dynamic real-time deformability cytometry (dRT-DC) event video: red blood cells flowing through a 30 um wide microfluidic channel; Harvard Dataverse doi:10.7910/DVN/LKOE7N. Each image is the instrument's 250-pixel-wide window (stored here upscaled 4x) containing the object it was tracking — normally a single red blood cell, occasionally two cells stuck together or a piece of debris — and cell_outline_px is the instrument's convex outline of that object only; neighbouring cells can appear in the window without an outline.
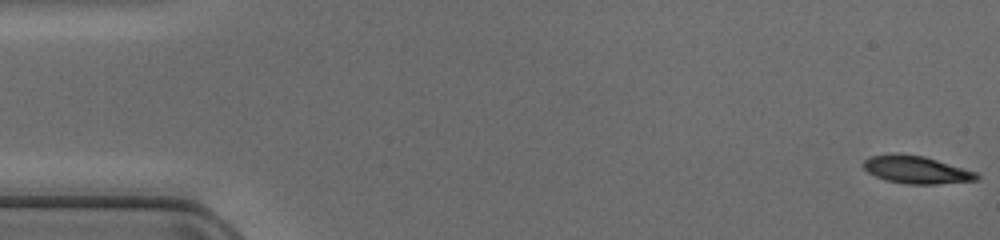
{"species": "common noctule bat (a hibernating species)", "species_latin": "Nyctalus noctula", "temperature_condition": "cold", "stored_images_in_passage": 48, "camera_frame_rate_fps": 3000, "um_per_image_px": 0.085, "animal": {"sex": "female", "body_mass_g": 17.0, "forearm_length_mm": 48.0}, "frame": {"image": 1, "passage_image": 1, "time_ms": 0.0, "image_size_px": [1000, 240], "cell_outline_px": [[980, 176], [976, 180], [936, 184], [908, 184], [884, 180], [868, 172], [864, 168], [864, 160], [868, 156], [892, 152], [900, 152], [924, 156], [976, 172]], "centroid_in_image_um": [77.83, 14.4], "position_along_channel_um": 7.2, "area_um2": 18.38}}
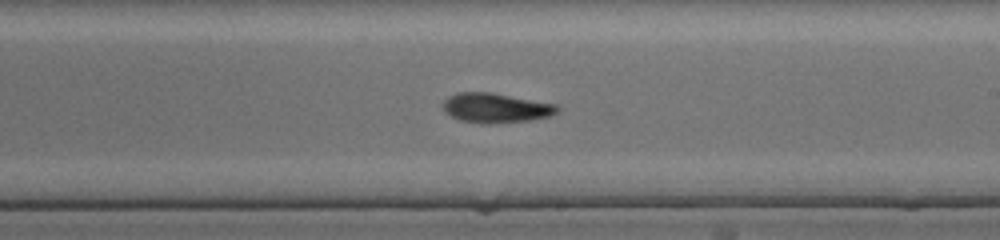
{"frame": {"image": 2, "passage_image": 28, "time_ms": 9.0, "image_size_px": [1000, 240], "cell_outline_px": [[560, 112], [552, 116], [528, 120], [488, 124], [480, 124], [460, 120], [452, 116], [444, 108], [444, 100], [448, 96], [456, 92], [492, 92], [556, 104], [560, 108]], "centroid_in_image_um": [42.18, 9.17], "position_along_channel_um": 246.8, "area_um2": 19.83}}
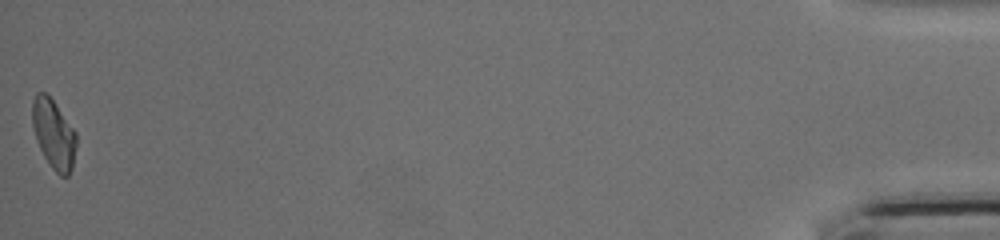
{"frame": {"image": 3, "passage_image": 48, "time_ms": 15.667, "image_size_px": [1000, 240], "cell_outline_px": [[76, 144], [72, 168], [68, 176], [60, 176], [52, 168], [44, 156], [36, 140], [32, 124], [32, 100], [36, 92], [44, 92], [52, 100], [76, 132]], "centroid_in_image_um": [4.55, 11.4], "position_along_channel_um": 430.7, "area_um2": 17.57}}